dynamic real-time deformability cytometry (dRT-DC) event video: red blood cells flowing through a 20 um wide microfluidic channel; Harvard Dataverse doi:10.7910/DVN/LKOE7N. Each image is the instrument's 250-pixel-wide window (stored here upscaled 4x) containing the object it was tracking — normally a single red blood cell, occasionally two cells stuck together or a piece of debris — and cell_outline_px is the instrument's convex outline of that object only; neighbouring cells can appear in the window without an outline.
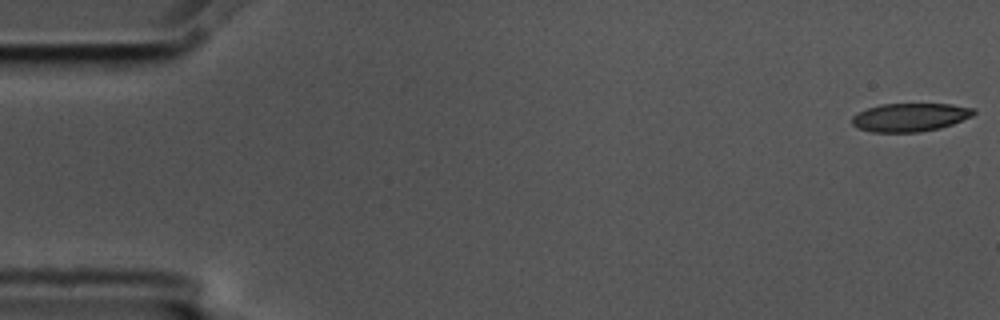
{"species": "common noctule bat (a hibernating species)", "species_latin": "Nyctalus noctula", "temperature_condition": "cold", "stored_images_in_passage": 10, "camera_frame_rate_fps": 3000, "um_per_image_px": 0.085, "animal": {"sex": "male", "body_mass_g": 17.5, "forearm_length_mm": 52.3}, "frame": {"image": 1, "passage_image": 1, "time_ms": 0.0, "image_size_px": [1000, 320], "cell_outline_px": [[976, 112], [972, 116], [952, 124], [940, 128], [920, 132], [872, 132], [856, 128], [852, 124], [852, 116], [868, 108], [880, 104], [952, 104], [976, 108]], "centroid_in_image_um": [77.37, 9.97], "position_along_channel_um": 7.6, "area_um2": 20.17}}
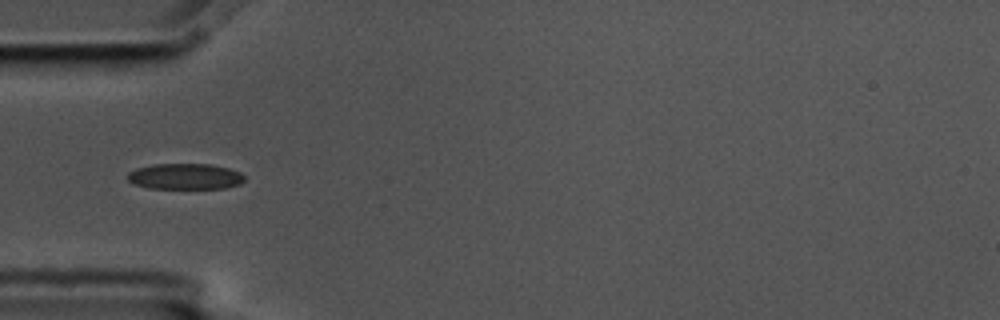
{"frame": {"image": 2, "passage_image": 6, "time_ms": 1.667, "image_size_px": [1000, 320], "cell_outline_px": [[244, 180], [240, 184], [224, 188], [148, 188], [136, 184], [128, 180], [128, 172], [136, 168], [152, 164], [212, 164], [228, 168], [240, 172], [244, 176]], "centroid_in_image_um": [15.74, 14.99], "position_along_channel_um": 69.3, "area_um2": 17.57}}